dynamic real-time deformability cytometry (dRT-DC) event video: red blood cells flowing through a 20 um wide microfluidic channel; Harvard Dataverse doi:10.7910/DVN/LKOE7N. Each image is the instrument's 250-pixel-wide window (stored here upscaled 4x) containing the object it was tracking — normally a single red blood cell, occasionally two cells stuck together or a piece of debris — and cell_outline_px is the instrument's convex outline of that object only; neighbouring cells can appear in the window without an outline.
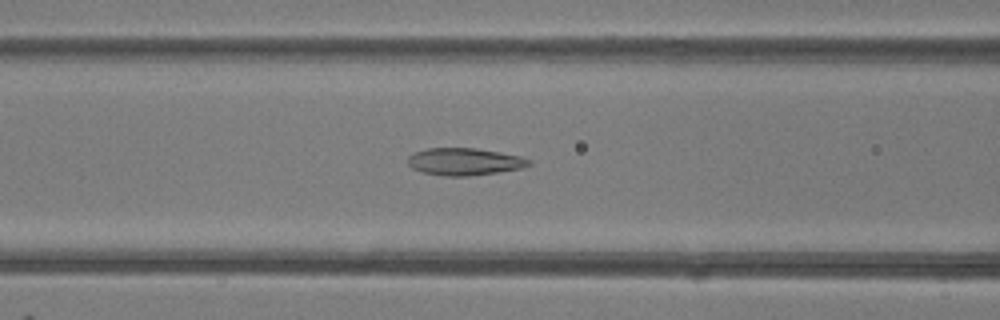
{"species": "common noctule bat (a hibernating species)", "species_latin": "Nyctalus noctula", "temperature_condition": "room temperature", "stored_images_in_passage": 48, "camera_frame_rate_fps": 3000, "um_per_image_px": 0.085, "animal": {"sex": "female"}, "frame": {"image": 1, "passage_image": 19, "time_ms": 6.0, "image_size_px": [1000, 320], "cell_outline_px": [[532, 164], [520, 168], [496, 172], [468, 176], [444, 176], [424, 172], [412, 168], [408, 164], [408, 156], [412, 152], [428, 148], [476, 148], [500, 152], [520, 156], [532, 160]], "centroid_in_image_um": [39.46, 13.73], "position_along_channel_um": 127.1, "area_um2": 19.19}}
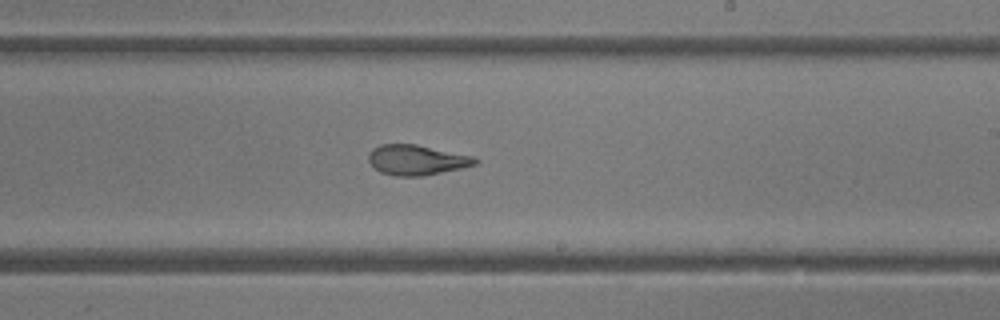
{"frame": {"image": 2, "passage_image": 28, "time_ms": 9.0, "image_size_px": [1000, 320], "cell_outline_px": [[480, 160], [476, 164], [460, 168], [420, 176], [396, 176], [380, 172], [368, 160], [368, 152], [372, 148], [380, 144], [416, 144], [476, 156]], "centroid_in_image_um": [35.42, 13.58], "position_along_channel_um": 253.6, "area_um2": 18.79}}
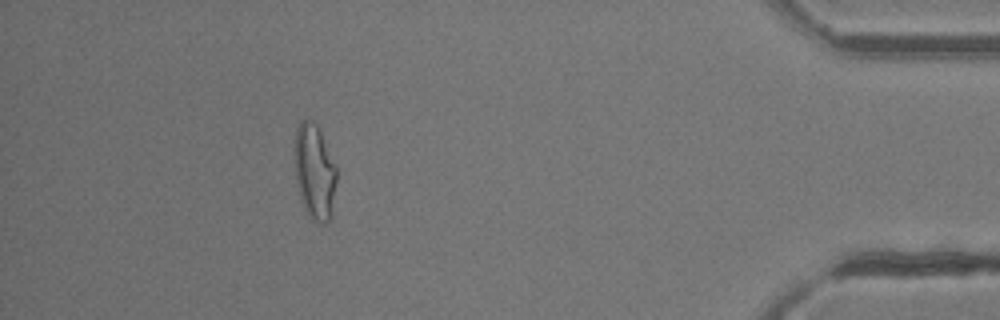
{"frame": {"image": 3, "passage_image": 43, "time_ms": 14.0, "image_size_px": [1000, 320], "cell_outline_px": [[336, 180], [332, 216], [328, 224], [324, 224], [312, 220], [308, 216], [304, 208], [300, 196], [296, 180], [296, 128], [300, 120], [312, 120], [316, 124], [336, 164]], "centroid_in_image_um": [26.77, 14.66], "position_along_channel_um": 408.4, "area_um2": 23.18}, "authors_computed_cell_mechanics": {"area_um2": 20.9814, "velocity_mm_per_s": 4.2185, "shape_relaxation_time_tau1_ms": 7.4543, "shape_relaxation_time_tau2_ms": 1.6696, "deformation_change_tau1": 0.2077, "deformation_change_tau2": 0.0877}}